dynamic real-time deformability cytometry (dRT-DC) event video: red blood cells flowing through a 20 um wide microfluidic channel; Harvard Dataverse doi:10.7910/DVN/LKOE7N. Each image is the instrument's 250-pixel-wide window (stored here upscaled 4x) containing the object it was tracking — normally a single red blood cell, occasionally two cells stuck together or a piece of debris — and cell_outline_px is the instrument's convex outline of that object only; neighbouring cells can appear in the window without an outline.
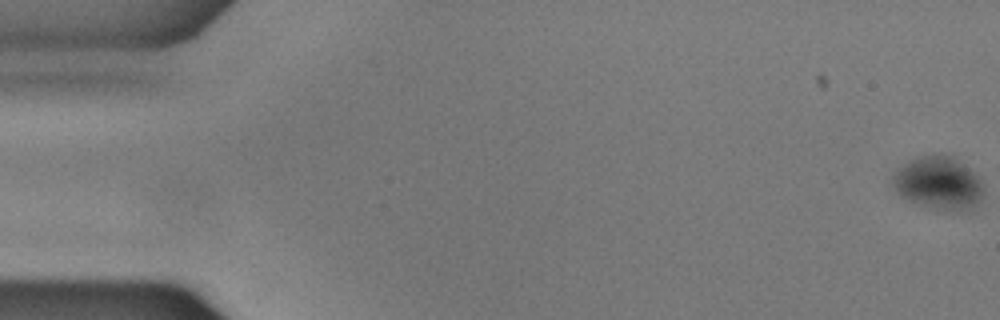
{"species": "common noctule bat (a hibernating species)", "species_latin": "Nyctalus noctula", "temperature_condition": "warm", "stored_images_in_passage": 58, "camera_frame_rate_fps": 3000, "um_per_image_px": 0.085, "animal": {"sex": "male", "body_mass_g": 17.9}, "frame": {"image": 1, "passage_image": 1, "time_ms": 0.0, "image_size_px": [1000, 320], "cell_outline_px": [[984, 196], [968, 212], [940, 212], [912, 204], [900, 196], [892, 188], [892, 172], [896, 168], [912, 160], [924, 156], [952, 156], [972, 172], [980, 180], [984, 188]], "centroid_in_image_um": [79.73, 15.66], "position_along_channel_um": 5.3, "area_um2": 28.67}}
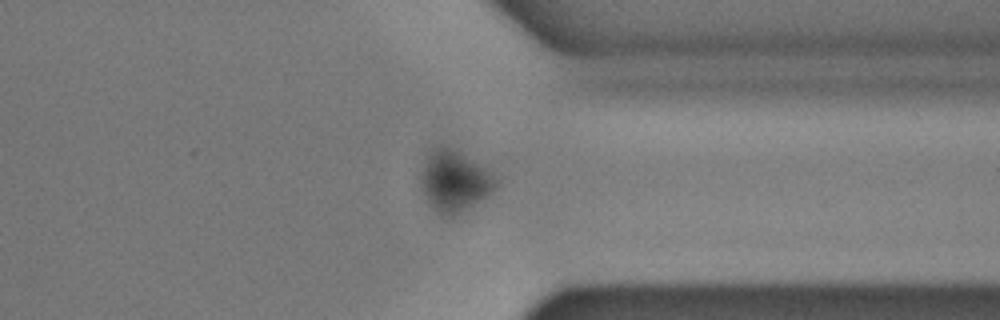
{"frame": {"image": 2, "passage_image": 45, "time_ms": 14.667, "image_size_px": [1000, 320], "cell_outline_px": [[496, 188], [472, 204], [452, 216], [440, 216], [428, 200], [420, 184], [420, 176], [428, 152], [432, 148], [452, 148], [460, 152], [488, 168], [496, 180]], "centroid_in_image_um": [38.6, 15.37], "position_along_channel_um": 372.8, "area_um2": 25.89}}
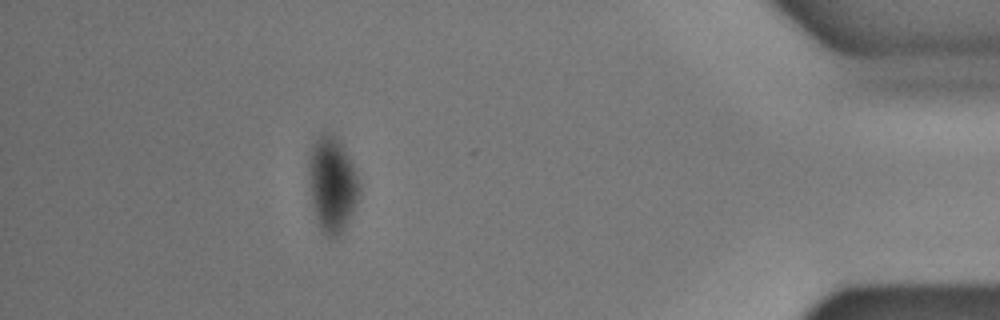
{"frame": {"image": 3, "passage_image": 52, "time_ms": 17.0, "image_size_px": [1000, 320], "cell_outline_px": [[360, 196], [344, 232], [340, 236], [324, 236], [320, 228], [316, 216], [308, 184], [308, 160], [312, 144], [316, 136], [320, 132], [332, 132], [336, 136], [348, 152], [356, 172], [360, 184]], "centroid_in_image_um": [28.24, 15.63], "position_along_channel_um": 407.0, "area_um2": 28.84}}